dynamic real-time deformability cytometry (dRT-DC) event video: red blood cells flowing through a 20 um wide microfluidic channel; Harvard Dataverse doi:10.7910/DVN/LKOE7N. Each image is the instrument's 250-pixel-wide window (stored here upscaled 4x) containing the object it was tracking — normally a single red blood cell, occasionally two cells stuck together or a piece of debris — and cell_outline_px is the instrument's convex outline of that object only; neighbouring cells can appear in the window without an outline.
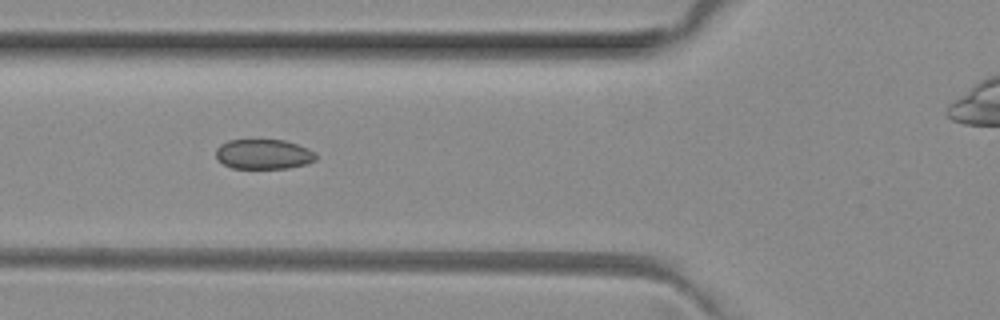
{"species": "common noctule bat (a hibernating species)", "species_latin": "Nyctalus noctula", "temperature_condition": "room temperature", "stored_images_in_passage": 8, "segment_of_instrument_passage": [1, 2], "camera_frame_rate_fps": 3000, "um_per_image_px": 0.085, "animal": {"sex": "female", "body_mass_g": 29.2, "forearm_length_mm": 56.3}, "frame": {"image": 1, "passage_image": 4, "time_ms": 1.0, "image_size_px": [1000, 320], "cell_outline_px": [[316, 160], [304, 164], [288, 168], [232, 168], [224, 164], [216, 156], [216, 148], [220, 144], [228, 140], [284, 140], [308, 148], [316, 152]], "centroid_in_image_um": [22.41, 13.1], "position_along_channel_um": 103.4, "area_um2": 17.34}}
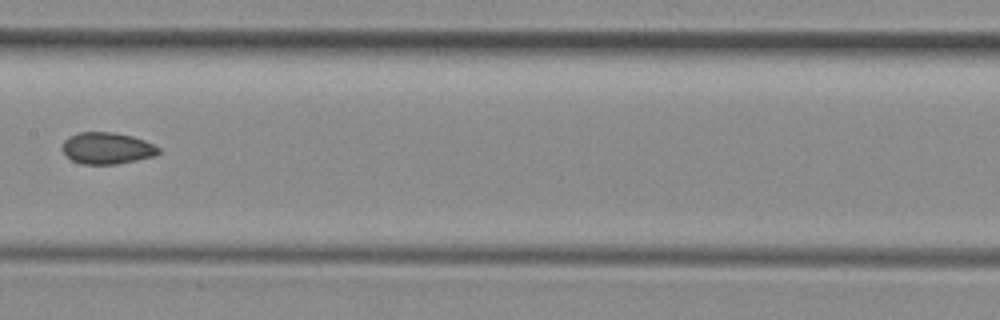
{"frame": {"image": 2, "passage_image": 6, "time_ms": 1.667, "image_size_px": [1000, 320], "cell_outline_px": [[160, 152], [156, 156], [116, 164], [84, 164], [72, 160], [60, 148], [64, 140], [68, 136], [80, 132], [112, 132], [132, 136], [144, 140], [160, 148]], "centroid_in_image_um": [9.09, 12.59], "position_along_channel_um": 198.3, "area_um2": 17.74}}
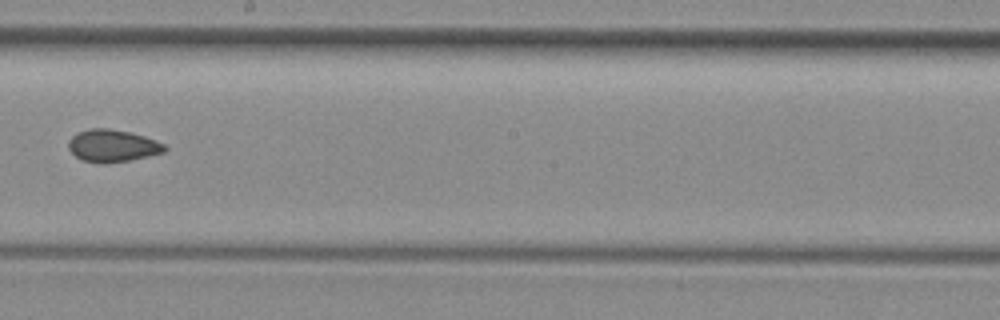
{"frame": {"image": 3, "passage_image": 7, "time_ms": 2.0, "image_size_px": [1000, 320], "cell_outline_px": [[168, 148], [164, 152], [128, 160], [104, 164], [100, 164], [80, 160], [68, 148], [68, 140], [76, 132], [88, 128], [108, 128], [128, 132], [144, 136], [156, 140], [164, 144]], "centroid_in_image_um": [9.52, 12.39], "position_along_channel_um": 238.7, "area_um2": 18.21}}